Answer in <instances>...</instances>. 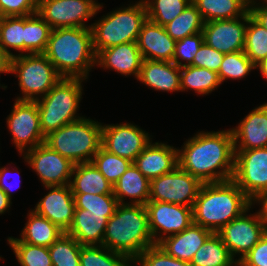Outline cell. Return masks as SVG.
<instances>
[{"mask_svg": "<svg viewBox=\"0 0 267 266\" xmlns=\"http://www.w3.org/2000/svg\"><path fill=\"white\" fill-rule=\"evenodd\" d=\"M178 165L202 183L231 180L235 169L231 129L197 132L178 149Z\"/></svg>", "mask_w": 267, "mask_h": 266, "instance_id": "1", "label": "cell"}, {"mask_svg": "<svg viewBox=\"0 0 267 266\" xmlns=\"http://www.w3.org/2000/svg\"><path fill=\"white\" fill-rule=\"evenodd\" d=\"M43 54L62 77L88 79L96 66L91 28L52 29Z\"/></svg>", "mask_w": 267, "mask_h": 266, "instance_id": "2", "label": "cell"}, {"mask_svg": "<svg viewBox=\"0 0 267 266\" xmlns=\"http://www.w3.org/2000/svg\"><path fill=\"white\" fill-rule=\"evenodd\" d=\"M250 207L253 202L232 179L203 183L192 207L193 223L217 233Z\"/></svg>", "mask_w": 267, "mask_h": 266, "instance_id": "3", "label": "cell"}, {"mask_svg": "<svg viewBox=\"0 0 267 266\" xmlns=\"http://www.w3.org/2000/svg\"><path fill=\"white\" fill-rule=\"evenodd\" d=\"M102 245L132 261L146 248L155 245L146 206L119 204L108 219Z\"/></svg>", "mask_w": 267, "mask_h": 266, "instance_id": "4", "label": "cell"}, {"mask_svg": "<svg viewBox=\"0 0 267 266\" xmlns=\"http://www.w3.org/2000/svg\"><path fill=\"white\" fill-rule=\"evenodd\" d=\"M102 123L81 118L45 136V144L73 164L91 162L101 148Z\"/></svg>", "mask_w": 267, "mask_h": 266, "instance_id": "5", "label": "cell"}, {"mask_svg": "<svg viewBox=\"0 0 267 266\" xmlns=\"http://www.w3.org/2000/svg\"><path fill=\"white\" fill-rule=\"evenodd\" d=\"M146 20L147 9L143 0L103 15L90 27L95 54L109 47L136 42Z\"/></svg>", "mask_w": 267, "mask_h": 266, "instance_id": "6", "label": "cell"}, {"mask_svg": "<svg viewBox=\"0 0 267 266\" xmlns=\"http://www.w3.org/2000/svg\"><path fill=\"white\" fill-rule=\"evenodd\" d=\"M85 80L62 77L44 97L36 100L44 136L84 117L76 114L83 98L82 82Z\"/></svg>", "mask_w": 267, "mask_h": 266, "instance_id": "7", "label": "cell"}, {"mask_svg": "<svg viewBox=\"0 0 267 266\" xmlns=\"http://www.w3.org/2000/svg\"><path fill=\"white\" fill-rule=\"evenodd\" d=\"M9 74L18 77L22 96L15 100L36 101L62 78L44 54L16 55L9 59Z\"/></svg>", "mask_w": 267, "mask_h": 266, "instance_id": "8", "label": "cell"}, {"mask_svg": "<svg viewBox=\"0 0 267 266\" xmlns=\"http://www.w3.org/2000/svg\"><path fill=\"white\" fill-rule=\"evenodd\" d=\"M103 5L96 0H39L37 14L52 29L88 28L85 23L94 17Z\"/></svg>", "mask_w": 267, "mask_h": 266, "instance_id": "9", "label": "cell"}, {"mask_svg": "<svg viewBox=\"0 0 267 266\" xmlns=\"http://www.w3.org/2000/svg\"><path fill=\"white\" fill-rule=\"evenodd\" d=\"M202 185L178 165L171 172L150 180L149 201L193 207Z\"/></svg>", "mask_w": 267, "mask_h": 266, "instance_id": "10", "label": "cell"}, {"mask_svg": "<svg viewBox=\"0 0 267 266\" xmlns=\"http://www.w3.org/2000/svg\"><path fill=\"white\" fill-rule=\"evenodd\" d=\"M232 180L252 202L267 192V147L235 151Z\"/></svg>", "mask_w": 267, "mask_h": 266, "instance_id": "11", "label": "cell"}, {"mask_svg": "<svg viewBox=\"0 0 267 266\" xmlns=\"http://www.w3.org/2000/svg\"><path fill=\"white\" fill-rule=\"evenodd\" d=\"M6 119L13 138L12 143L21 155L45 142L36 101L15 100L13 109Z\"/></svg>", "mask_w": 267, "mask_h": 266, "instance_id": "12", "label": "cell"}, {"mask_svg": "<svg viewBox=\"0 0 267 266\" xmlns=\"http://www.w3.org/2000/svg\"><path fill=\"white\" fill-rule=\"evenodd\" d=\"M247 209L242 215L233 219L217 234L220 236L224 245L228 248L230 255L237 256V262L241 260L266 233L259 211L249 214Z\"/></svg>", "mask_w": 267, "mask_h": 266, "instance_id": "13", "label": "cell"}, {"mask_svg": "<svg viewBox=\"0 0 267 266\" xmlns=\"http://www.w3.org/2000/svg\"><path fill=\"white\" fill-rule=\"evenodd\" d=\"M23 156L44 187L70 184L74 164L47 144L42 143L28 150Z\"/></svg>", "mask_w": 267, "mask_h": 266, "instance_id": "14", "label": "cell"}, {"mask_svg": "<svg viewBox=\"0 0 267 266\" xmlns=\"http://www.w3.org/2000/svg\"><path fill=\"white\" fill-rule=\"evenodd\" d=\"M145 206L154 244L193 224L192 207L158 201H148Z\"/></svg>", "mask_w": 267, "mask_h": 266, "instance_id": "15", "label": "cell"}, {"mask_svg": "<svg viewBox=\"0 0 267 266\" xmlns=\"http://www.w3.org/2000/svg\"><path fill=\"white\" fill-rule=\"evenodd\" d=\"M151 135L132 123L103 124L101 146L119 157L134 162L152 141Z\"/></svg>", "mask_w": 267, "mask_h": 266, "instance_id": "16", "label": "cell"}, {"mask_svg": "<svg viewBox=\"0 0 267 266\" xmlns=\"http://www.w3.org/2000/svg\"><path fill=\"white\" fill-rule=\"evenodd\" d=\"M247 25L248 11L235 19L206 22L202 29L204 42L223 54L244 51Z\"/></svg>", "mask_w": 267, "mask_h": 266, "instance_id": "17", "label": "cell"}, {"mask_svg": "<svg viewBox=\"0 0 267 266\" xmlns=\"http://www.w3.org/2000/svg\"><path fill=\"white\" fill-rule=\"evenodd\" d=\"M46 189L49 192L32 210L67 232L72 225L76 208L71 187L70 185L46 186Z\"/></svg>", "mask_w": 267, "mask_h": 266, "instance_id": "18", "label": "cell"}, {"mask_svg": "<svg viewBox=\"0 0 267 266\" xmlns=\"http://www.w3.org/2000/svg\"><path fill=\"white\" fill-rule=\"evenodd\" d=\"M231 132L235 151L267 147V103L256 106Z\"/></svg>", "mask_w": 267, "mask_h": 266, "instance_id": "19", "label": "cell"}, {"mask_svg": "<svg viewBox=\"0 0 267 266\" xmlns=\"http://www.w3.org/2000/svg\"><path fill=\"white\" fill-rule=\"evenodd\" d=\"M136 43L143 59L173 62L176 41L167 34L164 26L147 19Z\"/></svg>", "mask_w": 267, "mask_h": 266, "instance_id": "20", "label": "cell"}, {"mask_svg": "<svg viewBox=\"0 0 267 266\" xmlns=\"http://www.w3.org/2000/svg\"><path fill=\"white\" fill-rule=\"evenodd\" d=\"M149 180L171 172L178 166V148L162 142L152 141L133 162Z\"/></svg>", "mask_w": 267, "mask_h": 266, "instance_id": "21", "label": "cell"}, {"mask_svg": "<svg viewBox=\"0 0 267 266\" xmlns=\"http://www.w3.org/2000/svg\"><path fill=\"white\" fill-rule=\"evenodd\" d=\"M143 60L137 43L128 42L101 50L96 55V66L138 79Z\"/></svg>", "mask_w": 267, "mask_h": 266, "instance_id": "22", "label": "cell"}, {"mask_svg": "<svg viewBox=\"0 0 267 266\" xmlns=\"http://www.w3.org/2000/svg\"><path fill=\"white\" fill-rule=\"evenodd\" d=\"M212 233L211 230L193 223L184 231L166 237L157 245L171 257L190 263Z\"/></svg>", "mask_w": 267, "mask_h": 266, "instance_id": "23", "label": "cell"}, {"mask_svg": "<svg viewBox=\"0 0 267 266\" xmlns=\"http://www.w3.org/2000/svg\"><path fill=\"white\" fill-rule=\"evenodd\" d=\"M137 80L157 91H181L180 67L173 62L144 59Z\"/></svg>", "mask_w": 267, "mask_h": 266, "instance_id": "24", "label": "cell"}, {"mask_svg": "<svg viewBox=\"0 0 267 266\" xmlns=\"http://www.w3.org/2000/svg\"><path fill=\"white\" fill-rule=\"evenodd\" d=\"M111 216L75 209L72 225L66 232L81 245H102L108 219Z\"/></svg>", "mask_w": 267, "mask_h": 266, "instance_id": "25", "label": "cell"}, {"mask_svg": "<svg viewBox=\"0 0 267 266\" xmlns=\"http://www.w3.org/2000/svg\"><path fill=\"white\" fill-rule=\"evenodd\" d=\"M113 194L119 204L145 205L149 201L150 180L132 163L113 185ZM130 197L129 203L125 202Z\"/></svg>", "mask_w": 267, "mask_h": 266, "instance_id": "26", "label": "cell"}, {"mask_svg": "<svg viewBox=\"0 0 267 266\" xmlns=\"http://www.w3.org/2000/svg\"><path fill=\"white\" fill-rule=\"evenodd\" d=\"M69 185L72 193L113 194V185L92 162L74 164Z\"/></svg>", "mask_w": 267, "mask_h": 266, "instance_id": "27", "label": "cell"}, {"mask_svg": "<svg viewBox=\"0 0 267 266\" xmlns=\"http://www.w3.org/2000/svg\"><path fill=\"white\" fill-rule=\"evenodd\" d=\"M28 220L21 231V242L49 247L65 232L57 225L43 216L31 210L27 216Z\"/></svg>", "mask_w": 267, "mask_h": 266, "instance_id": "28", "label": "cell"}, {"mask_svg": "<svg viewBox=\"0 0 267 266\" xmlns=\"http://www.w3.org/2000/svg\"><path fill=\"white\" fill-rule=\"evenodd\" d=\"M250 0H192L205 23L235 19L249 10Z\"/></svg>", "mask_w": 267, "mask_h": 266, "instance_id": "29", "label": "cell"}, {"mask_svg": "<svg viewBox=\"0 0 267 266\" xmlns=\"http://www.w3.org/2000/svg\"><path fill=\"white\" fill-rule=\"evenodd\" d=\"M191 266H236L237 258H233L228 248L217 233H212L190 262Z\"/></svg>", "mask_w": 267, "mask_h": 266, "instance_id": "30", "label": "cell"}, {"mask_svg": "<svg viewBox=\"0 0 267 266\" xmlns=\"http://www.w3.org/2000/svg\"><path fill=\"white\" fill-rule=\"evenodd\" d=\"M180 83L181 92L190 89L200 95H209L222 84L217 72L192 65L180 68Z\"/></svg>", "mask_w": 267, "mask_h": 266, "instance_id": "31", "label": "cell"}, {"mask_svg": "<svg viewBox=\"0 0 267 266\" xmlns=\"http://www.w3.org/2000/svg\"><path fill=\"white\" fill-rule=\"evenodd\" d=\"M51 31V26L37 13L24 16V55L43 54Z\"/></svg>", "mask_w": 267, "mask_h": 266, "instance_id": "32", "label": "cell"}, {"mask_svg": "<svg viewBox=\"0 0 267 266\" xmlns=\"http://www.w3.org/2000/svg\"><path fill=\"white\" fill-rule=\"evenodd\" d=\"M24 16L0 18V49L10 59L24 55ZM12 50L19 54H13Z\"/></svg>", "mask_w": 267, "mask_h": 266, "instance_id": "33", "label": "cell"}, {"mask_svg": "<svg viewBox=\"0 0 267 266\" xmlns=\"http://www.w3.org/2000/svg\"><path fill=\"white\" fill-rule=\"evenodd\" d=\"M205 21L197 10V7L191 2L186 9L174 18L164 27L167 34L175 41L184 37L202 32Z\"/></svg>", "mask_w": 267, "mask_h": 266, "instance_id": "34", "label": "cell"}, {"mask_svg": "<svg viewBox=\"0 0 267 266\" xmlns=\"http://www.w3.org/2000/svg\"><path fill=\"white\" fill-rule=\"evenodd\" d=\"M132 264V265H131ZM80 266H134L126 255L113 252L103 245H82Z\"/></svg>", "mask_w": 267, "mask_h": 266, "instance_id": "35", "label": "cell"}, {"mask_svg": "<svg viewBox=\"0 0 267 266\" xmlns=\"http://www.w3.org/2000/svg\"><path fill=\"white\" fill-rule=\"evenodd\" d=\"M244 53L254 65L267 59V29L250 15L249 10Z\"/></svg>", "mask_w": 267, "mask_h": 266, "instance_id": "36", "label": "cell"}, {"mask_svg": "<svg viewBox=\"0 0 267 266\" xmlns=\"http://www.w3.org/2000/svg\"><path fill=\"white\" fill-rule=\"evenodd\" d=\"M7 242L20 266H53L48 247L23 243L12 236Z\"/></svg>", "mask_w": 267, "mask_h": 266, "instance_id": "37", "label": "cell"}, {"mask_svg": "<svg viewBox=\"0 0 267 266\" xmlns=\"http://www.w3.org/2000/svg\"><path fill=\"white\" fill-rule=\"evenodd\" d=\"M81 244L66 232L49 246L53 266H80Z\"/></svg>", "mask_w": 267, "mask_h": 266, "instance_id": "38", "label": "cell"}, {"mask_svg": "<svg viewBox=\"0 0 267 266\" xmlns=\"http://www.w3.org/2000/svg\"><path fill=\"white\" fill-rule=\"evenodd\" d=\"M147 9V19L165 26L180 15L192 0H143Z\"/></svg>", "mask_w": 267, "mask_h": 266, "instance_id": "39", "label": "cell"}, {"mask_svg": "<svg viewBox=\"0 0 267 266\" xmlns=\"http://www.w3.org/2000/svg\"><path fill=\"white\" fill-rule=\"evenodd\" d=\"M91 162L112 185L119 180L122 174L133 163L129 159L110 153L102 146L95 154Z\"/></svg>", "mask_w": 267, "mask_h": 266, "instance_id": "40", "label": "cell"}, {"mask_svg": "<svg viewBox=\"0 0 267 266\" xmlns=\"http://www.w3.org/2000/svg\"><path fill=\"white\" fill-rule=\"evenodd\" d=\"M255 70V65L251 62L244 51L224 54L223 61L218 70L221 83L230 80H240Z\"/></svg>", "mask_w": 267, "mask_h": 266, "instance_id": "41", "label": "cell"}, {"mask_svg": "<svg viewBox=\"0 0 267 266\" xmlns=\"http://www.w3.org/2000/svg\"><path fill=\"white\" fill-rule=\"evenodd\" d=\"M72 194L75 200V209H86L90 213L112 216L115 213L117 206L119 205V202L114 194Z\"/></svg>", "mask_w": 267, "mask_h": 266, "instance_id": "42", "label": "cell"}, {"mask_svg": "<svg viewBox=\"0 0 267 266\" xmlns=\"http://www.w3.org/2000/svg\"><path fill=\"white\" fill-rule=\"evenodd\" d=\"M135 266H191L189 262L171 257L157 244L146 248L134 261Z\"/></svg>", "mask_w": 267, "mask_h": 266, "instance_id": "43", "label": "cell"}, {"mask_svg": "<svg viewBox=\"0 0 267 266\" xmlns=\"http://www.w3.org/2000/svg\"><path fill=\"white\" fill-rule=\"evenodd\" d=\"M203 42L204 38L202 32L176 41L173 63L180 68L191 65L195 54L198 52ZM182 61H185V63Z\"/></svg>", "mask_w": 267, "mask_h": 266, "instance_id": "44", "label": "cell"}, {"mask_svg": "<svg viewBox=\"0 0 267 266\" xmlns=\"http://www.w3.org/2000/svg\"><path fill=\"white\" fill-rule=\"evenodd\" d=\"M39 0H0V16H29L37 13Z\"/></svg>", "mask_w": 267, "mask_h": 266, "instance_id": "45", "label": "cell"}, {"mask_svg": "<svg viewBox=\"0 0 267 266\" xmlns=\"http://www.w3.org/2000/svg\"><path fill=\"white\" fill-rule=\"evenodd\" d=\"M223 58V53L203 42L198 52L195 54L191 65L195 67H203L218 73Z\"/></svg>", "mask_w": 267, "mask_h": 266, "instance_id": "46", "label": "cell"}, {"mask_svg": "<svg viewBox=\"0 0 267 266\" xmlns=\"http://www.w3.org/2000/svg\"><path fill=\"white\" fill-rule=\"evenodd\" d=\"M236 266H267V232Z\"/></svg>", "mask_w": 267, "mask_h": 266, "instance_id": "47", "label": "cell"}, {"mask_svg": "<svg viewBox=\"0 0 267 266\" xmlns=\"http://www.w3.org/2000/svg\"><path fill=\"white\" fill-rule=\"evenodd\" d=\"M256 1L250 0L249 13L259 24L267 29V0H259L258 3Z\"/></svg>", "mask_w": 267, "mask_h": 266, "instance_id": "48", "label": "cell"}, {"mask_svg": "<svg viewBox=\"0 0 267 266\" xmlns=\"http://www.w3.org/2000/svg\"><path fill=\"white\" fill-rule=\"evenodd\" d=\"M10 173V168H8V166L6 167H1L0 168V188L7 194V196L11 199L12 198V190H13V185L8 183L7 178L9 176ZM18 176V175H17ZM18 182V181H17ZM21 183V181H20ZM17 187L19 188L20 185L17 184Z\"/></svg>", "mask_w": 267, "mask_h": 266, "instance_id": "49", "label": "cell"}, {"mask_svg": "<svg viewBox=\"0 0 267 266\" xmlns=\"http://www.w3.org/2000/svg\"><path fill=\"white\" fill-rule=\"evenodd\" d=\"M256 203H259L258 205H260L261 208H259V213L262 219V223L264 225V228L267 232V192L259 195L254 201H253V205H255Z\"/></svg>", "mask_w": 267, "mask_h": 266, "instance_id": "50", "label": "cell"}, {"mask_svg": "<svg viewBox=\"0 0 267 266\" xmlns=\"http://www.w3.org/2000/svg\"><path fill=\"white\" fill-rule=\"evenodd\" d=\"M12 199L0 188V214L2 215L11 207Z\"/></svg>", "mask_w": 267, "mask_h": 266, "instance_id": "51", "label": "cell"}, {"mask_svg": "<svg viewBox=\"0 0 267 266\" xmlns=\"http://www.w3.org/2000/svg\"><path fill=\"white\" fill-rule=\"evenodd\" d=\"M8 69H9V58L0 49V74L1 73L7 74Z\"/></svg>", "mask_w": 267, "mask_h": 266, "instance_id": "52", "label": "cell"}, {"mask_svg": "<svg viewBox=\"0 0 267 266\" xmlns=\"http://www.w3.org/2000/svg\"><path fill=\"white\" fill-rule=\"evenodd\" d=\"M255 69H259L262 74L261 77H264L265 80H267V59L261 60L258 64H256Z\"/></svg>", "mask_w": 267, "mask_h": 266, "instance_id": "53", "label": "cell"}, {"mask_svg": "<svg viewBox=\"0 0 267 266\" xmlns=\"http://www.w3.org/2000/svg\"><path fill=\"white\" fill-rule=\"evenodd\" d=\"M0 87H2V89H4V90L7 88V86L1 85V84H0Z\"/></svg>", "mask_w": 267, "mask_h": 266, "instance_id": "54", "label": "cell"}]
</instances>
